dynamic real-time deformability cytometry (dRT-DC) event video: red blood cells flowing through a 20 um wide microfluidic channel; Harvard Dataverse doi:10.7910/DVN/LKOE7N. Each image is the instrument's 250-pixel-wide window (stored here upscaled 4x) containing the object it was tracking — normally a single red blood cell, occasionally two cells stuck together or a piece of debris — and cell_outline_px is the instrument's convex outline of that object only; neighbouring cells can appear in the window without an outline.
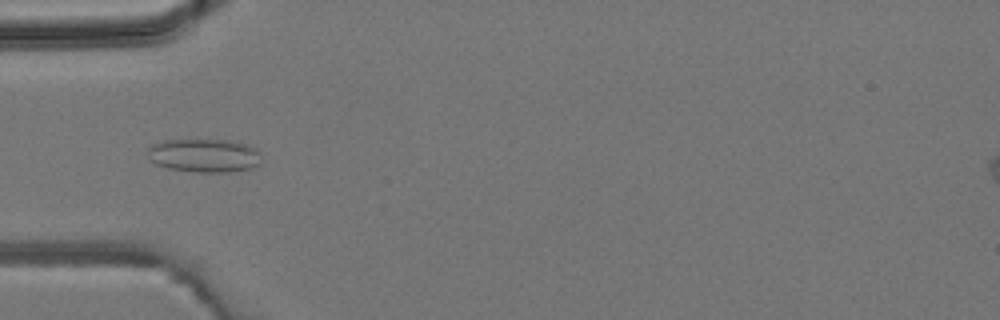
{"species": "common noctule bat (a hibernating species)", "species_latin": "Nyctalus noctula", "temperature_condition": "room temperature", "stored_images_in_passage": 4, "camera_frame_rate_fps": 3000, "um_per_image_px": 0.085, "animal": {"sex": "male", "body_mass_g": 19.2, "forearm_length_mm": 51.8}, "frame": {"image": 1, "passage_image": 4, "time_ms": 3.333, "image_size_px": [1000, 320], "cell_outline_px": [[260, 164], [252, 168], [232, 172], [196, 172], [168, 168], [156, 164], [152, 160], [148, 152], [148, 148], [152, 144], [164, 140], [224, 140], [244, 144], [256, 148], [260, 152]], "centroid_in_image_um": [17.38, 13.22], "position_along_channel_um": 67.6, "area_um2": 22.14}}